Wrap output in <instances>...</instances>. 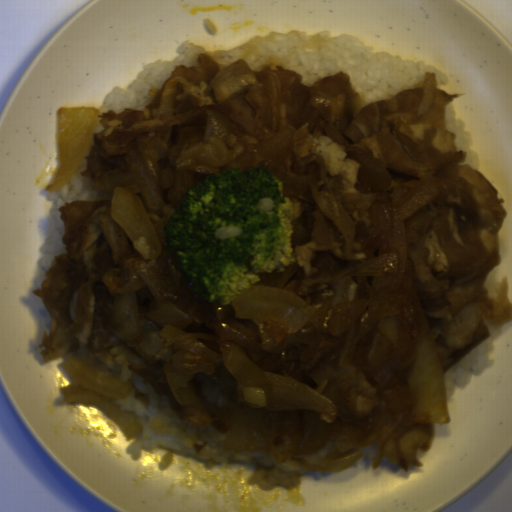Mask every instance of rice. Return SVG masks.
Wrapping results in <instances>:
<instances>
[{
    "label": "rice",
    "mask_w": 512,
    "mask_h": 512,
    "mask_svg": "<svg viewBox=\"0 0 512 512\" xmlns=\"http://www.w3.org/2000/svg\"><path fill=\"white\" fill-rule=\"evenodd\" d=\"M375 49L357 36H333L329 29L314 35L298 29L287 33L272 30L250 37L230 50H206L187 41L178 47L173 60L152 61L142 67L129 87L116 85L112 88L98 110L100 114L109 110L121 114L125 108L144 110L177 66L198 65L200 53L213 58L220 72L239 60H245L254 73L266 67L290 69L301 76L300 83L305 87L345 73L362 109L391 99L405 89L422 87L427 73H435L436 88L449 82L448 75L433 65Z\"/></svg>",
    "instance_id": "obj_1"
},
{
    "label": "rice",
    "mask_w": 512,
    "mask_h": 512,
    "mask_svg": "<svg viewBox=\"0 0 512 512\" xmlns=\"http://www.w3.org/2000/svg\"><path fill=\"white\" fill-rule=\"evenodd\" d=\"M78 356H87L100 367L131 383V392L115 403L121 411L132 415L143 429L125 449L132 460L140 459L143 451L164 448L166 452L158 463L160 470H165L173 462L175 453L197 456L210 469L213 465L233 462L253 463L254 470L248 481L267 491L277 486L290 489L302 474L311 472L295 459L278 462L271 450L223 451L225 434L210 425L196 426L179 420L169 407L166 396L157 395L144 378L129 369V364L141 361L124 347L115 345L99 354H92L86 349L67 353L68 360Z\"/></svg>",
    "instance_id": "obj_2"
},
{
    "label": "rice",
    "mask_w": 512,
    "mask_h": 512,
    "mask_svg": "<svg viewBox=\"0 0 512 512\" xmlns=\"http://www.w3.org/2000/svg\"><path fill=\"white\" fill-rule=\"evenodd\" d=\"M86 166L87 163L84 158L72 179L65 186L56 191L49 190L48 192L53 205L50 209V221L46 230L47 239L40 249V267L46 273L49 271L55 258L59 254L65 253L67 248L62 241L65 234V222L60 218L59 208L69 201H112L114 193L98 189L93 184L92 179L81 175V171H84Z\"/></svg>",
    "instance_id": "obj_3"
},
{
    "label": "rice",
    "mask_w": 512,
    "mask_h": 512,
    "mask_svg": "<svg viewBox=\"0 0 512 512\" xmlns=\"http://www.w3.org/2000/svg\"><path fill=\"white\" fill-rule=\"evenodd\" d=\"M489 338L475 346L458 363L442 375L446 402L451 399L457 388H466L473 376L484 373L492 367L491 353L496 339L502 335V324L488 325Z\"/></svg>",
    "instance_id": "obj_4"
},
{
    "label": "rice",
    "mask_w": 512,
    "mask_h": 512,
    "mask_svg": "<svg viewBox=\"0 0 512 512\" xmlns=\"http://www.w3.org/2000/svg\"><path fill=\"white\" fill-rule=\"evenodd\" d=\"M314 152L324 159L329 176L341 175L346 181L355 183L358 180L359 164L347 156L342 145L328 136L319 137Z\"/></svg>",
    "instance_id": "obj_5"
},
{
    "label": "rice",
    "mask_w": 512,
    "mask_h": 512,
    "mask_svg": "<svg viewBox=\"0 0 512 512\" xmlns=\"http://www.w3.org/2000/svg\"><path fill=\"white\" fill-rule=\"evenodd\" d=\"M445 123L446 128L456 135L455 144L457 151L466 153L465 160L461 162V165H469L478 172L480 160L478 153L472 150L474 145L472 135L466 130V122L456 117L455 110L450 103L445 107Z\"/></svg>",
    "instance_id": "obj_6"
},
{
    "label": "rice",
    "mask_w": 512,
    "mask_h": 512,
    "mask_svg": "<svg viewBox=\"0 0 512 512\" xmlns=\"http://www.w3.org/2000/svg\"><path fill=\"white\" fill-rule=\"evenodd\" d=\"M502 287H503V283L499 282L497 279V270H496V266H495L487 274L483 288L488 296L496 299V298H499Z\"/></svg>",
    "instance_id": "obj_7"
},
{
    "label": "rice",
    "mask_w": 512,
    "mask_h": 512,
    "mask_svg": "<svg viewBox=\"0 0 512 512\" xmlns=\"http://www.w3.org/2000/svg\"><path fill=\"white\" fill-rule=\"evenodd\" d=\"M358 452H361L360 457L358 458V460L356 462H354L349 467L357 466L361 462L373 461L374 458L376 457V455L378 454V444H376V443L371 444L363 449H360Z\"/></svg>",
    "instance_id": "obj_8"
}]
</instances>
